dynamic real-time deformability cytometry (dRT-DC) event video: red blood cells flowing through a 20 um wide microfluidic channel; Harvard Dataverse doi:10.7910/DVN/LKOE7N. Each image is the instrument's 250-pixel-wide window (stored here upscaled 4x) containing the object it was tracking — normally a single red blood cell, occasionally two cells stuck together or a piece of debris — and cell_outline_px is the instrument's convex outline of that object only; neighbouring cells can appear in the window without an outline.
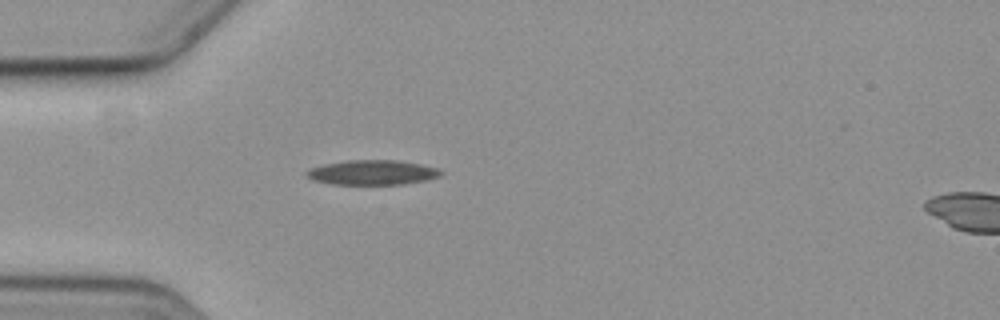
{"species": "common noctule bat (a hibernating species)", "species_latin": "Nyctalus noctula", "temperature_condition": "cold", "stored_images_in_passage": 5, "segment_of_instrument_passage": [1, 2], "camera_frame_rate_fps": 3000, "um_per_image_px": 0.085, "animal": {"sex": "female", "body_mass_g": 19.3, "forearm_length_mm": 54.1}, "frame": {"image": 1, "passage_image": 4, "time_ms": 4.333, "image_size_px": [1000, 320], "cell_outline_px": [[444, 172], [440, 176], [424, 180], [404, 184], [332, 184], [312, 180], [304, 176], [304, 172], [312, 168], [324, 164], [348, 160], [400, 160], [440, 168]], "centroid_in_image_um": [31.65, 14.65], "position_along_channel_um": 53.4, "area_um2": 19.48}}